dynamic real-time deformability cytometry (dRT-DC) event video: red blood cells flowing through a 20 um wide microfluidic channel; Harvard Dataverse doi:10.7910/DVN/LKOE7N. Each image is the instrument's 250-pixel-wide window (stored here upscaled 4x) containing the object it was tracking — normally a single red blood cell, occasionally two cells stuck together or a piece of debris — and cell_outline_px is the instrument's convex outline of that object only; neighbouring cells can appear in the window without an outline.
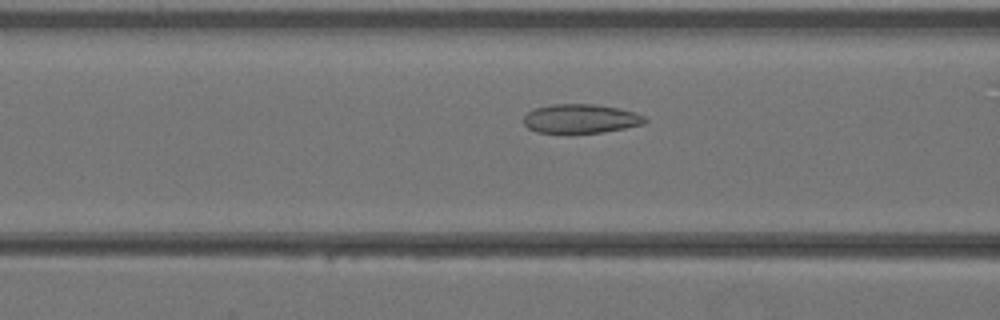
{"species": "Egyptian fruit bat (a non-hibernating species)", "species_latin": "Rousettus aegyptiacus", "temperature_condition": "warm", "stored_images_in_passage": 39, "camera_frame_rate_fps": 3000, "um_per_image_px": 0.085, "animal": {"sex": "female"}, "frame": {"image": 1, "passage_image": 14, "time_ms": 4.333, "image_size_px": [1000, 320], "cell_outline_px": [[648, 120], [644, 124], [604, 132], [568, 136], [564, 136], [536, 132], [528, 128], [524, 124], [524, 116], [528, 112], [536, 108], [552, 104], [592, 104], [620, 108], [636, 112], [644, 116]], "centroid_in_image_um": [49.34, 10.14], "position_along_channel_um": 117.3, "area_um2": 21.44}}
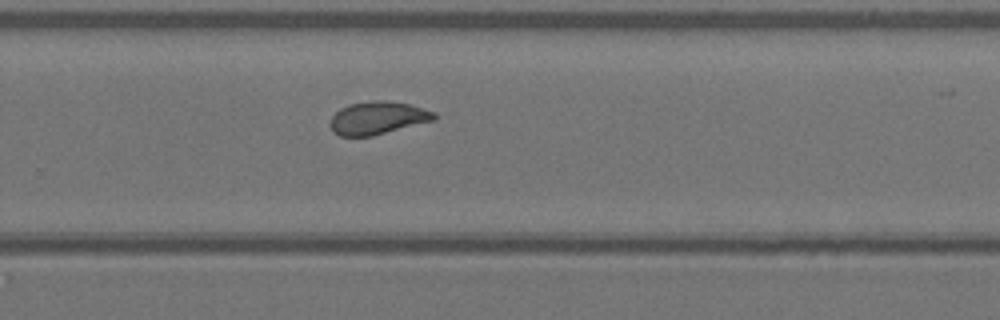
{"frame": {"image": 2, "passage_image": 25, "time_ms": 8.0, "image_size_px": [1000, 320], "cell_outline_px": [[436, 120], [372, 136], [340, 136], [332, 132], [328, 124], [332, 116], [340, 108], [348, 104], [376, 100], [388, 100], [408, 104], [436, 112]], "centroid_in_image_um": [32.08, 10.03], "position_along_channel_um": 297.7, "area_um2": 20.11}}
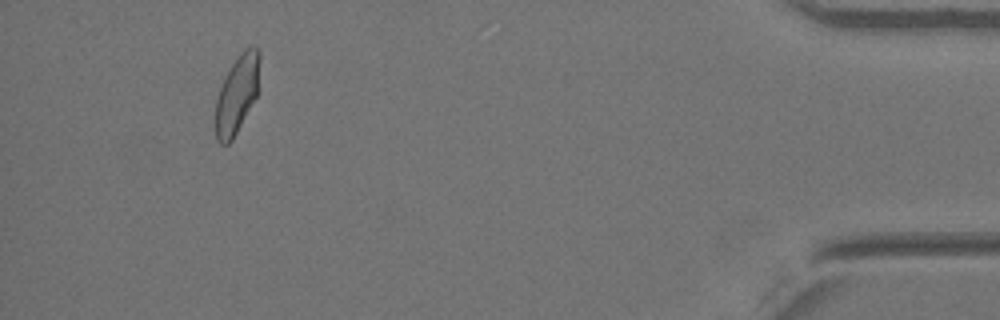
{"frame": {"image": 3, "passage_image": 36, "time_ms": 11.667, "image_size_px": [1000, 320], "cell_outline_px": [[260, 56], [256, 96], [232, 140], [228, 144], [220, 144], [216, 140], [216, 100], [220, 88], [232, 64], [240, 52], [244, 48], [252, 44], [260, 52]], "centroid_in_image_um": [20.14, 7.99], "position_along_channel_um": 415.1, "area_um2": 19.65}}